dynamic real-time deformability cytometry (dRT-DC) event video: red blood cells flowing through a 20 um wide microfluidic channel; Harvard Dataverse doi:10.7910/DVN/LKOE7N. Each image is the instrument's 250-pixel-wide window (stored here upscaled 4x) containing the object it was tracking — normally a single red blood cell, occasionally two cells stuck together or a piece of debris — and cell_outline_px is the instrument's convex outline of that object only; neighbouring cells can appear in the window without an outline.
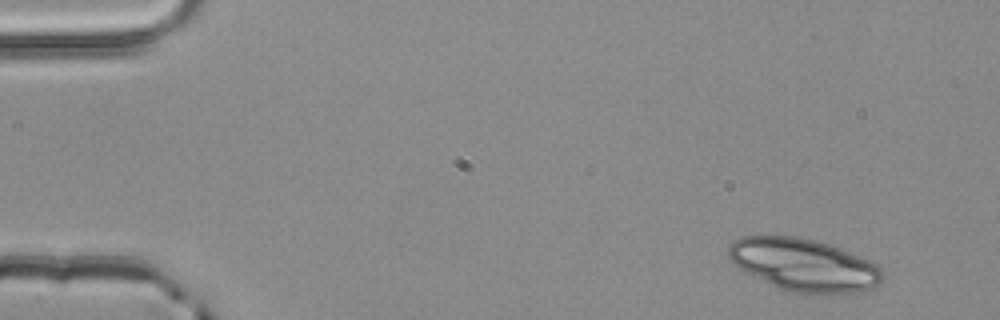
{"species": "common noctule bat (a hibernating species)", "species_latin": "Nyctalus noctula", "temperature_condition": "room temperature", "stored_images_in_passage": 3, "camera_frame_rate_fps": 3000, "um_per_image_px": 0.085, "animal": {"sex": "male", "body_mass_g": 20.4}, "frame": {"image": 1, "passage_image": 1, "time_ms": 0.0, "image_size_px": [1000, 320], "cell_outline_px": [[884, 280], [880, 284], [872, 288], [860, 292], [784, 292], [740, 268], [728, 256], [728, 244], [732, 240], [740, 236], [796, 236], [816, 240], [840, 248], [872, 260], [880, 268], [884, 276]], "centroid_in_image_um": [68.34, 22.49], "position_along_channel_um": 16.7, "area_um2": 47.11}}